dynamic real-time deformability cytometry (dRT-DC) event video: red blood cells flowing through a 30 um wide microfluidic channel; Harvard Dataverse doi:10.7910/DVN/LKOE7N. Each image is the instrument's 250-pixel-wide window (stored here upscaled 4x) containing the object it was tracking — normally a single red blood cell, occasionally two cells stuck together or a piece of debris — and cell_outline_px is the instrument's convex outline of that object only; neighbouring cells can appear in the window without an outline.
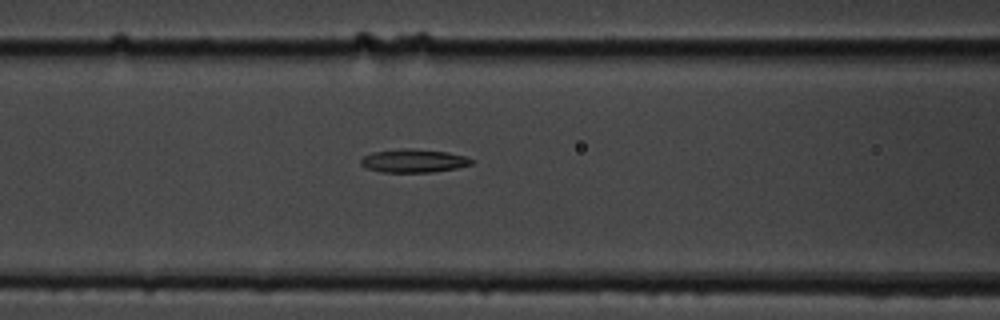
{"species": "common noctule bat (a hibernating species)", "species_latin": "Nyctalus noctula", "temperature_condition": "cold", "stored_images_in_passage": 4, "camera_frame_rate_fps": 3000, "um_per_image_px": 0.085, "animal": {"sex": "male", "body_mass_g": 19.5, "forearm_length_mm": 54.6}, "frame": {"image": 1, "passage_image": 4, "time_ms": 4.667, "image_size_px": [1000, 320], "cell_outline_px": [[472, 164], [456, 168], [432, 172], [380, 172], [364, 168], [360, 164], [360, 160], [364, 156], [372, 152], [400, 148], [412, 148], [448, 152], [464, 156], [472, 160]], "centroid_in_image_um": [35.09, 13.66], "position_along_channel_um": 131.5, "area_um2": 15.14}}